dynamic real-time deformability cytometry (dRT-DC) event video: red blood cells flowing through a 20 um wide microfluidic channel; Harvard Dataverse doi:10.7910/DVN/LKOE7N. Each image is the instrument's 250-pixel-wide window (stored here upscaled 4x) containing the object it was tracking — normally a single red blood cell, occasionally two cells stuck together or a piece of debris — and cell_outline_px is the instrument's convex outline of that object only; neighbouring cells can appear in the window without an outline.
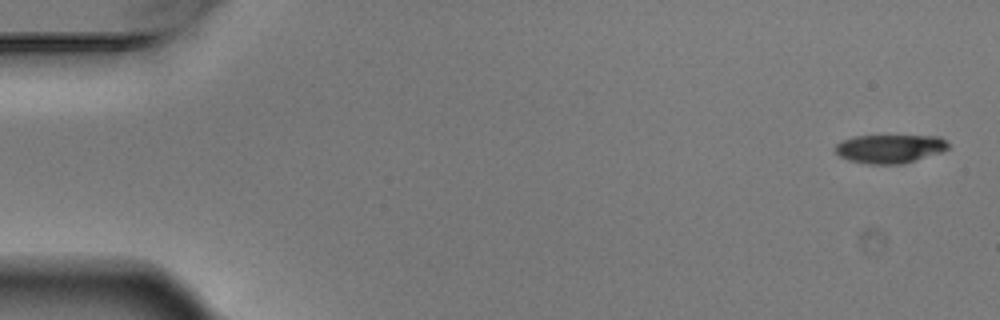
{"species": "Egyptian fruit bat (a non-hibernating species)", "species_latin": "Rousettus aegyptiacus", "temperature_condition": "warm", "stored_images_in_passage": 5, "camera_frame_rate_fps": 3000, "um_per_image_px": 0.085, "animal": {"sex": "male"}, "frame": {"image": 1, "passage_image": 1, "time_ms": 0.0, "image_size_px": [1000, 320], "cell_outline_px": [[948, 148], [940, 152], [904, 164], [868, 164], [848, 160], [840, 156], [836, 152], [836, 144], [852, 136], [940, 136], [948, 144]], "centroid_in_image_um": [75.62, 12.64], "position_along_channel_um": 9.4, "area_um2": 18.67}}
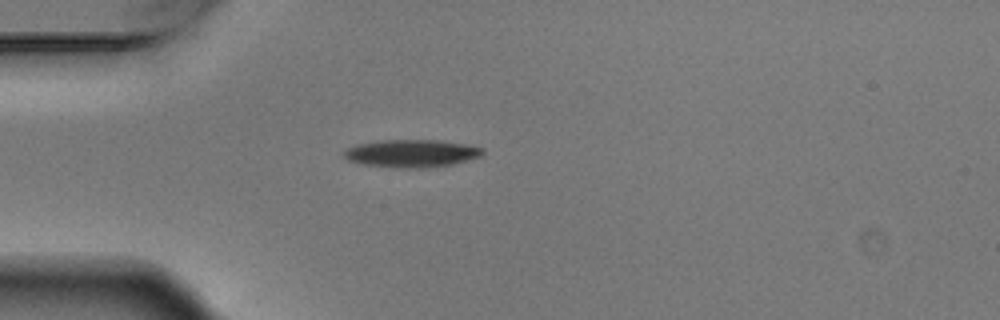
{"frame": {"image": 2, "passage_image": 4, "time_ms": 1.0, "image_size_px": [1000, 320], "cell_outline_px": [[484, 152], [480, 156], [452, 164], [424, 168], [392, 168], [364, 164], [348, 160], [340, 156], [348, 148], [356, 144], [380, 140], [436, 140], [464, 144], [484, 148]], "centroid_in_image_um": [34.93, 13.04], "position_along_channel_um": 50.1, "area_um2": 22.37}}